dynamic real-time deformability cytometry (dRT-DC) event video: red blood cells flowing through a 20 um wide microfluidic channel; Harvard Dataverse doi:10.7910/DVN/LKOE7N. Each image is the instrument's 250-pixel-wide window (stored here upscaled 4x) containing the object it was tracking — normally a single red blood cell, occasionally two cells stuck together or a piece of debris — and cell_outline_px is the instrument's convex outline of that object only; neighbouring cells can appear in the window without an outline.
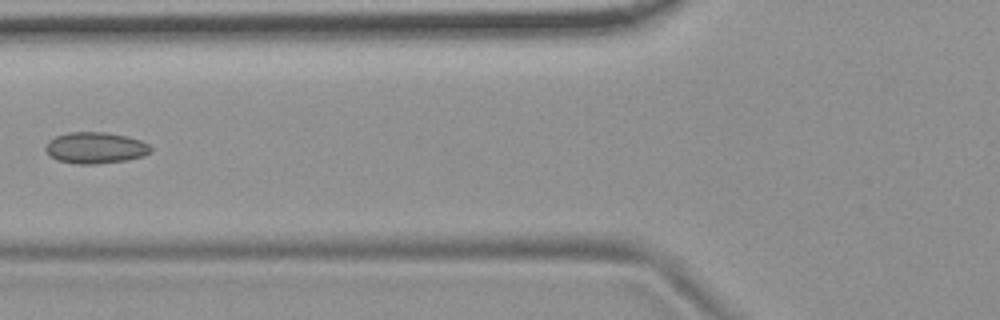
{"species": "common noctule bat (a hibernating species)", "species_latin": "Nyctalus noctula", "temperature_condition": "room temperature", "stored_images_in_passage": 7, "camera_frame_rate_fps": 3000, "um_per_image_px": 0.085, "animal": {"sex": "female", "body_mass_g": 19.9}, "frame": {"image": 1, "passage_image": 6, "time_ms": 1.667, "image_size_px": [1000, 320], "cell_outline_px": [[152, 152], [144, 156], [128, 160], [96, 164], [76, 164], [56, 160], [48, 156], [44, 148], [48, 140], [56, 136], [68, 132], [104, 132], [128, 136], [140, 140], [148, 144], [152, 148]], "centroid_in_image_um": [8.09, 12.57], "position_along_channel_um": 117.7, "area_um2": 19.54}}
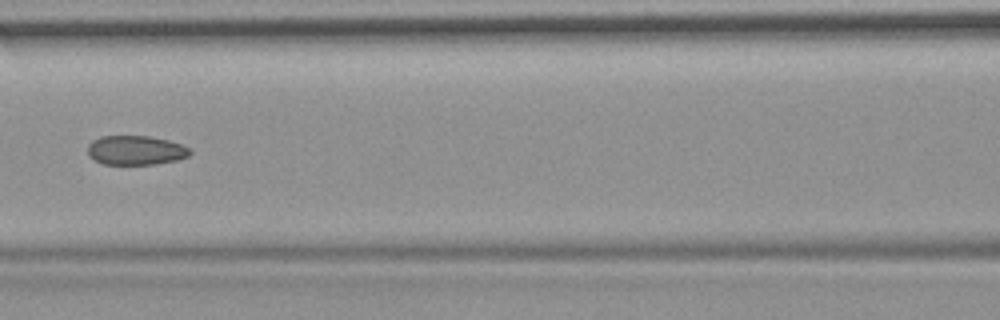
{"frame": {"image": 2, "passage_image": 7, "time_ms": 2.0, "image_size_px": [1000, 320], "cell_outline_px": [[192, 152], [188, 156], [176, 160], [156, 164], [104, 164], [88, 156], [88, 144], [92, 140], [100, 136], [148, 136], [168, 140], [192, 148]], "centroid_in_image_um": [11.54, 12.77], "position_along_channel_um": 155.1, "area_um2": 17.51}}